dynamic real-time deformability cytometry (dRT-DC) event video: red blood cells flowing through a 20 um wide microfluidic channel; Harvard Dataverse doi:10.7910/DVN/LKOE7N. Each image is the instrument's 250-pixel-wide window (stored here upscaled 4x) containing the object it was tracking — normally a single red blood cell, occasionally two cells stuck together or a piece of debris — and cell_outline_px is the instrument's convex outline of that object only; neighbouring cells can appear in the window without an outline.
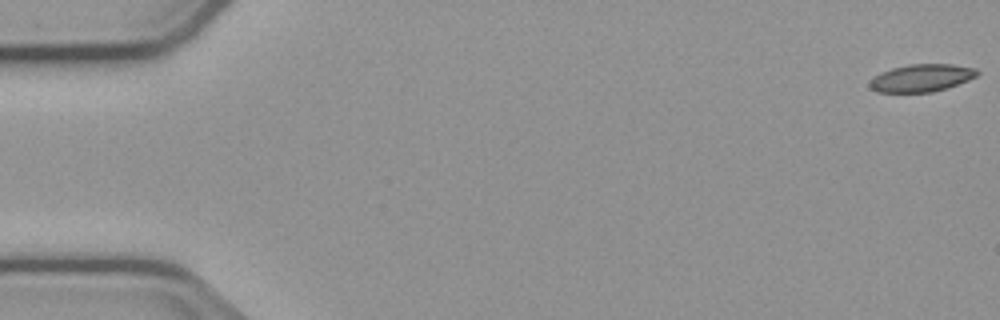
{"species": "common noctule bat (a hibernating species)", "species_latin": "Nyctalus noctula", "temperature_condition": "cold", "stored_images_in_passage": 8, "camera_frame_rate_fps": 3000, "um_per_image_px": 0.085, "animal": {"sex": "male", "body_mass_g": 23.1, "forearm_length_mm": 52.7}, "frame": {"image": 1, "passage_image": 1, "time_ms": 0.0, "image_size_px": [1000, 320], "cell_outline_px": [[980, 72], [976, 76], [968, 80], [948, 88], [932, 92], [876, 92], [868, 84], [880, 72], [892, 68], [908, 64], [952, 64], [976, 68]], "centroid_in_image_um": [78.36, 6.62], "position_along_channel_um": 6.6, "area_um2": 17.22}}